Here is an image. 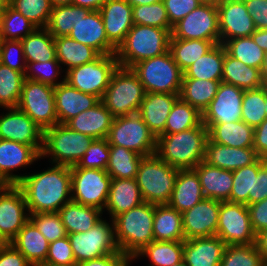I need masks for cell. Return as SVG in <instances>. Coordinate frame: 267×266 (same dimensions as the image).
Returning a JSON list of instances; mask_svg holds the SVG:
<instances>
[{
    "label": "cell",
    "mask_w": 267,
    "mask_h": 266,
    "mask_svg": "<svg viewBox=\"0 0 267 266\" xmlns=\"http://www.w3.org/2000/svg\"><path fill=\"white\" fill-rule=\"evenodd\" d=\"M113 119L111 112L100 101L94 107L68 120L65 125L94 139H103L107 138Z\"/></svg>",
    "instance_id": "83f0119b"
},
{
    "label": "cell",
    "mask_w": 267,
    "mask_h": 266,
    "mask_svg": "<svg viewBox=\"0 0 267 266\" xmlns=\"http://www.w3.org/2000/svg\"><path fill=\"white\" fill-rule=\"evenodd\" d=\"M162 0H126L127 3H129L132 7L139 6V5H149L158 3Z\"/></svg>",
    "instance_id": "34e18365"
},
{
    "label": "cell",
    "mask_w": 267,
    "mask_h": 266,
    "mask_svg": "<svg viewBox=\"0 0 267 266\" xmlns=\"http://www.w3.org/2000/svg\"><path fill=\"white\" fill-rule=\"evenodd\" d=\"M25 74L0 63V107H18Z\"/></svg>",
    "instance_id": "c3c4849f"
},
{
    "label": "cell",
    "mask_w": 267,
    "mask_h": 266,
    "mask_svg": "<svg viewBox=\"0 0 267 266\" xmlns=\"http://www.w3.org/2000/svg\"><path fill=\"white\" fill-rule=\"evenodd\" d=\"M266 117H267V88H266V109H265Z\"/></svg>",
    "instance_id": "deb4b68c"
},
{
    "label": "cell",
    "mask_w": 267,
    "mask_h": 266,
    "mask_svg": "<svg viewBox=\"0 0 267 266\" xmlns=\"http://www.w3.org/2000/svg\"><path fill=\"white\" fill-rule=\"evenodd\" d=\"M172 266H188L184 261H182L181 263H178L176 265H172Z\"/></svg>",
    "instance_id": "979ff035"
},
{
    "label": "cell",
    "mask_w": 267,
    "mask_h": 266,
    "mask_svg": "<svg viewBox=\"0 0 267 266\" xmlns=\"http://www.w3.org/2000/svg\"><path fill=\"white\" fill-rule=\"evenodd\" d=\"M91 10L73 4L53 7L46 29L54 37L68 36L74 23L80 17H86Z\"/></svg>",
    "instance_id": "ee69618b"
},
{
    "label": "cell",
    "mask_w": 267,
    "mask_h": 266,
    "mask_svg": "<svg viewBox=\"0 0 267 266\" xmlns=\"http://www.w3.org/2000/svg\"><path fill=\"white\" fill-rule=\"evenodd\" d=\"M267 159L259 158L255 163L244 166L233 173V186L228 202L248 206V195H253V174H258L260 166Z\"/></svg>",
    "instance_id": "681fc988"
},
{
    "label": "cell",
    "mask_w": 267,
    "mask_h": 266,
    "mask_svg": "<svg viewBox=\"0 0 267 266\" xmlns=\"http://www.w3.org/2000/svg\"><path fill=\"white\" fill-rule=\"evenodd\" d=\"M209 139L224 146L253 148L254 128L242 120L214 124L209 130Z\"/></svg>",
    "instance_id": "d6a6232c"
},
{
    "label": "cell",
    "mask_w": 267,
    "mask_h": 266,
    "mask_svg": "<svg viewBox=\"0 0 267 266\" xmlns=\"http://www.w3.org/2000/svg\"><path fill=\"white\" fill-rule=\"evenodd\" d=\"M145 94L144 86L132 68L118 66L101 101L116 118L138 113Z\"/></svg>",
    "instance_id": "5b68a950"
},
{
    "label": "cell",
    "mask_w": 267,
    "mask_h": 266,
    "mask_svg": "<svg viewBox=\"0 0 267 266\" xmlns=\"http://www.w3.org/2000/svg\"><path fill=\"white\" fill-rule=\"evenodd\" d=\"M219 43L220 41L177 39L171 35L169 52L175 63L184 72L192 63Z\"/></svg>",
    "instance_id": "60d3db41"
},
{
    "label": "cell",
    "mask_w": 267,
    "mask_h": 266,
    "mask_svg": "<svg viewBox=\"0 0 267 266\" xmlns=\"http://www.w3.org/2000/svg\"><path fill=\"white\" fill-rule=\"evenodd\" d=\"M202 123V113L180 98L174 103L161 135L174 134L198 127Z\"/></svg>",
    "instance_id": "f6af8a7d"
},
{
    "label": "cell",
    "mask_w": 267,
    "mask_h": 266,
    "mask_svg": "<svg viewBox=\"0 0 267 266\" xmlns=\"http://www.w3.org/2000/svg\"><path fill=\"white\" fill-rule=\"evenodd\" d=\"M22 190L16 185H6L0 191V237L10 243L29 221L30 214Z\"/></svg>",
    "instance_id": "2e32d148"
},
{
    "label": "cell",
    "mask_w": 267,
    "mask_h": 266,
    "mask_svg": "<svg viewBox=\"0 0 267 266\" xmlns=\"http://www.w3.org/2000/svg\"><path fill=\"white\" fill-rule=\"evenodd\" d=\"M208 139L209 131L201 123L186 131L158 136L155 154L176 169H194L205 159Z\"/></svg>",
    "instance_id": "7a4b0ae2"
},
{
    "label": "cell",
    "mask_w": 267,
    "mask_h": 266,
    "mask_svg": "<svg viewBox=\"0 0 267 266\" xmlns=\"http://www.w3.org/2000/svg\"><path fill=\"white\" fill-rule=\"evenodd\" d=\"M194 170L199 176L205 198L227 201L230 198L233 173L201 161Z\"/></svg>",
    "instance_id": "f546056e"
},
{
    "label": "cell",
    "mask_w": 267,
    "mask_h": 266,
    "mask_svg": "<svg viewBox=\"0 0 267 266\" xmlns=\"http://www.w3.org/2000/svg\"><path fill=\"white\" fill-rule=\"evenodd\" d=\"M67 234L87 232L101 219L103 211L73 201L58 211Z\"/></svg>",
    "instance_id": "836d02e7"
},
{
    "label": "cell",
    "mask_w": 267,
    "mask_h": 266,
    "mask_svg": "<svg viewBox=\"0 0 267 266\" xmlns=\"http://www.w3.org/2000/svg\"><path fill=\"white\" fill-rule=\"evenodd\" d=\"M118 66L115 54L100 55L90 63L66 71L65 82L83 93L102 99L111 76Z\"/></svg>",
    "instance_id": "30bf717a"
},
{
    "label": "cell",
    "mask_w": 267,
    "mask_h": 266,
    "mask_svg": "<svg viewBox=\"0 0 267 266\" xmlns=\"http://www.w3.org/2000/svg\"><path fill=\"white\" fill-rule=\"evenodd\" d=\"M55 105L58 123L65 124L81 112L97 105L101 99L95 95L83 93L63 82L54 87Z\"/></svg>",
    "instance_id": "cb8c5ba5"
},
{
    "label": "cell",
    "mask_w": 267,
    "mask_h": 266,
    "mask_svg": "<svg viewBox=\"0 0 267 266\" xmlns=\"http://www.w3.org/2000/svg\"><path fill=\"white\" fill-rule=\"evenodd\" d=\"M109 146H120L146 157L155 154L157 138L138 113L113 119L107 136Z\"/></svg>",
    "instance_id": "9c48e42d"
},
{
    "label": "cell",
    "mask_w": 267,
    "mask_h": 266,
    "mask_svg": "<svg viewBox=\"0 0 267 266\" xmlns=\"http://www.w3.org/2000/svg\"><path fill=\"white\" fill-rule=\"evenodd\" d=\"M167 11L170 25L173 27L200 3L197 0H162Z\"/></svg>",
    "instance_id": "94428289"
},
{
    "label": "cell",
    "mask_w": 267,
    "mask_h": 266,
    "mask_svg": "<svg viewBox=\"0 0 267 266\" xmlns=\"http://www.w3.org/2000/svg\"><path fill=\"white\" fill-rule=\"evenodd\" d=\"M267 198V160L260 166L258 174H253V195H248V205Z\"/></svg>",
    "instance_id": "6125c7cd"
},
{
    "label": "cell",
    "mask_w": 267,
    "mask_h": 266,
    "mask_svg": "<svg viewBox=\"0 0 267 266\" xmlns=\"http://www.w3.org/2000/svg\"><path fill=\"white\" fill-rule=\"evenodd\" d=\"M225 249L218 236L184 240L183 261L188 266H220Z\"/></svg>",
    "instance_id": "d4e9b609"
},
{
    "label": "cell",
    "mask_w": 267,
    "mask_h": 266,
    "mask_svg": "<svg viewBox=\"0 0 267 266\" xmlns=\"http://www.w3.org/2000/svg\"><path fill=\"white\" fill-rule=\"evenodd\" d=\"M6 244V242L0 237V246Z\"/></svg>",
    "instance_id": "67dfc351"
},
{
    "label": "cell",
    "mask_w": 267,
    "mask_h": 266,
    "mask_svg": "<svg viewBox=\"0 0 267 266\" xmlns=\"http://www.w3.org/2000/svg\"><path fill=\"white\" fill-rule=\"evenodd\" d=\"M177 39L220 41L217 5L200 4L173 26Z\"/></svg>",
    "instance_id": "9a60e30c"
},
{
    "label": "cell",
    "mask_w": 267,
    "mask_h": 266,
    "mask_svg": "<svg viewBox=\"0 0 267 266\" xmlns=\"http://www.w3.org/2000/svg\"><path fill=\"white\" fill-rule=\"evenodd\" d=\"M17 59L21 60L22 63ZM0 63L15 71L26 73L27 63L21 41L0 39Z\"/></svg>",
    "instance_id": "91938a15"
},
{
    "label": "cell",
    "mask_w": 267,
    "mask_h": 266,
    "mask_svg": "<svg viewBox=\"0 0 267 266\" xmlns=\"http://www.w3.org/2000/svg\"><path fill=\"white\" fill-rule=\"evenodd\" d=\"M26 62H45L56 59L54 37L44 28H36L21 40Z\"/></svg>",
    "instance_id": "ab89813d"
},
{
    "label": "cell",
    "mask_w": 267,
    "mask_h": 266,
    "mask_svg": "<svg viewBox=\"0 0 267 266\" xmlns=\"http://www.w3.org/2000/svg\"><path fill=\"white\" fill-rule=\"evenodd\" d=\"M220 201L204 198L195 206L182 213L185 240L216 236Z\"/></svg>",
    "instance_id": "ffe728a7"
},
{
    "label": "cell",
    "mask_w": 267,
    "mask_h": 266,
    "mask_svg": "<svg viewBox=\"0 0 267 266\" xmlns=\"http://www.w3.org/2000/svg\"><path fill=\"white\" fill-rule=\"evenodd\" d=\"M251 37L264 52H267V29H256Z\"/></svg>",
    "instance_id": "2644e50d"
},
{
    "label": "cell",
    "mask_w": 267,
    "mask_h": 266,
    "mask_svg": "<svg viewBox=\"0 0 267 266\" xmlns=\"http://www.w3.org/2000/svg\"><path fill=\"white\" fill-rule=\"evenodd\" d=\"M107 0H72V4L79 6V7H85L90 10H100L101 6L106 2Z\"/></svg>",
    "instance_id": "8c879c8a"
},
{
    "label": "cell",
    "mask_w": 267,
    "mask_h": 266,
    "mask_svg": "<svg viewBox=\"0 0 267 266\" xmlns=\"http://www.w3.org/2000/svg\"><path fill=\"white\" fill-rule=\"evenodd\" d=\"M110 157L107 138L94 139L79 162L70 168H87L106 170Z\"/></svg>",
    "instance_id": "11a10c76"
},
{
    "label": "cell",
    "mask_w": 267,
    "mask_h": 266,
    "mask_svg": "<svg viewBox=\"0 0 267 266\" xmlns=\"http://www.w3.org/2000/svg\"><path fill=\"white\" fill-rule=\"evenodd\" d=\"M221 81L243 90L257 89L263 86L260 69L245 65L230 56L226 50Z\"/></svg>",
    "instance_id": "d590c367"
},
{
    "label": "cell",
    "mask_w": 267,
    "mask_h": 266,
    "mask_svg": "<svg viewBox=\"0 0 267 266\" xmlns=\"http://www.w3.org/2000/svg\"><path fill=\"white\" fill-rule=\"evenodd\" d=\"M9 5V0H0V15Z\"/></svg>",
    "instance_id": "2a66077c"
},
{
    "label": "cell",
    "mask_w": 267,
    "mask_h": 266,
    "mask_svg": "<svg viewBox=\"0 0 267 266\" xmlns=\"http://www.w3.org/2000/svg\"><path fill=\"white\" fill-rule=\"evenodd\" d=\"M18 108L43 131L58 124L54 87L52 86L25 79Z\"/></svg>",
    "instance_id": "7c38bea8"
},
{
    "label": "cell",
    "mask_w": 267,
    "mask_h": 266,
    "mask_svg": "<svg viewBox=\"0 0 267 266\" xmlns=\"http://www.w3.org/2000/svg\"><path fill=\"white\" fill-rule=\"evenodd\" d=\"M9 5L37 28L46 27L53 9L50 0H9Z\"/></svg>",
    "instance_id": "db71d44e"
},
{
    "label": "cell",
    "mask_w": 267,
    "mask_h": 266,
    "mask_svg": "<svg viewBox=\"0 0 267 266\" xmlns=\"http://www.w3.org/2000/svg\"><path fill=\"white\" fill-rule=\"evenodd\" d=\"M133 22L136 25H146L167 29L172 33L167 11L163 1L154 4L132 7Z\"/></svg>",
    "instance_id": "f5cc1de1"
},
{
    "label": "cell",
    "mask_w": 267,
    "mask_h": 266,
    "mask_svg": "<svg viewBox=\"0 0 267 266\" xmlns=\"http://www.w3.org/2000/svg\"><path fill=\"white\" fill-rule=\"evenodd\" d=\"M255 234L267 228V198L247 206Z\"/></svg>",
    "instance_id": "be15d7a7"
},
{
    "label": "cell",
    "mask_w": 267,
    "mask_h": 266,
    "mask_svg": "<svg viewBox=\"0 0 267 266\" xmlns=\"http://www.w3.org/2000/svg\"><path fill=\"white\" fill-rule=\"evenodd\" d=\"M263 86L267 88V52H265L262 67L260 69Z\"/></svg>",
    "instance_id": "753ad0ef"
},
{
    "label": "cell",
    "mask_w": 267,
    "mask_h": 266,
    "mask_svg": "<svg viewBox=\"0 0 267 266\" xmlns=\"http://www.w3.org/2000/svg\"><path fill=\"white\" fill-rule=\"evenodd\" d=\"M226 52L247 66L261 69L265 52L251 36L233 38L223 44Z\"/></svg>",
    "instance_id": "bcb514c9"
},
{
    "label": "cell",
    "mask_w": 267,
    "mask_h": 266,
    "mask_svg": "<svg viewBox=\"0 0 267 266\" xmlns=\"http://www.w3.org/2000/svg\"><path fill=\"white\" fill-rule=\"evenodd\" d=\"M242 121L253 128L260 125L267 117L266 87L245 90L242 100Z\"/></svg>",
    "instance_id": "f907efd6"
},
{
    "label": "cell",
    "mask_w": 267,
    "mask_h": 266,
    "mask_svg": "<svg viewBox=\"0 0 267 266\" xmlns=\"http://www.w3.org/2000/svg\"><path fill=\"white\" fill-rule=\"evenodd\" d=\"M72 201L104 211L111 176L106 170L70 168Z\"/></svg>",
    "instance_id": "4fadbf2b"
},
{
    "label": "cell",
    "mask_w": 267,
    "mask_h": 266,
    "mask_svg": "<svg viewBox=\"0 0 267 266\" xmlns=\"http://www.w3.org/2000/svg\"><path fill=\"white\" fill-rule=\"evenodd\" d=\"M10 243L32 266H42L45 263L49 242L30 220Z\"/></svg>",
    "instance_id": "1f68e13d"
},
{
    "label": "cell",
    "mask_w": 267,
    "mask_h": 266,
    "mask_svg": "<svg viewBox=\"0 0 267 266\" xmlns=\"http://www.w3.org/2000/svg\"><path fill=\"white\" fill-rule=\"evenodd\" d=\"M6 110L0 116V139L30 145L41 155L44 131L18 107Z\"/></svg>",
    "instance_id": "ac0fdd59"
},
{
    "label": "cell",
    "mask_w": 267,
    "mask_h": 266,
    "mask_svg": "<svg viewBox=\"0 0 267 266\" xmlns=\"http://www.w3.org/2000/svg\"><path fill=\"white\" fill-rule=\"evenodd\" d=\"M220 82L221 80L183 78L179 98L203 113L214 99Z\"/></svg>",
    "instance_id": "74e56055"
},
{
    "label": "cell",
    "mask_w": 267,
    "mask_h": 266,
    "mask_svg": "<svg viewBox=\"0 0 267 266\" xmlns=\"http://www.w3.org/2000/svg\"><path fill=\"white\" fill-rule=\"evenodd\" d=\"M220 266H267L255 243L226 245Z\"/></svg>",
    "instance_id": "816d5d0a"
},
{
    "label": "cell",
    "mask_w": 267,
    "mask_h": 266,
    "mask_svg": "<svg viewBox=\"0 0 267 266\" xmlns=\"http://www.w3.org/2000/svg\"><path fill=\"white\" fill-rule=\"evenodd\" d=\"M29 220L49 243L68 235L58 212L30 214Z\"/></svg>",
    "instance_id": "6f0895ef"
},
{
    "label": "cell",
    "mask_w": 267,
    "mask_h": 266,
    "mask_svg": "<svg viewBox=\"0 0 267 266\" xmlns=\"http://www.w3.org/2000/svg\"><path fill=\"white\" fill-rule=\"evenodd\" d=\"M184 241H152L146 245L133 259L146 256L153 265L172 266L183 261Z\"/></svg>",
    "instance_id": "b9f144b4"
},
{
    "label": "cell",
    "mask_w": 267,
    "mask_h": 266,
    "mask_svg": "<svg viewBox=\"0 0 267 266\" xmlns=\"http://www.w3.org/2000/svg\"><path fill=\"white\" fill-rule=\"evenodd\" d=\"M216 236L226 245H249L256 241L247 205L220 201Z\"/></svg>",
    "instance_id": "5bb4252c"
},
{
    "label": "cell",
    "mask_w": 267,
    "mask_h": 266,
    "mask_svg": "<svg viewBox=\"0 0 267 266\" xmlns=\"http://www.w3.org/2000/svg\"><path fill=\"white\" fill-rule=\"evenodd\" d=\"M99 11L108 40L118 48L134 25L132 6L126 0H107Z\"/></svg>",
    "instance_id": "603a6c76"
},
{
    "label": "cell",
    "mask_w": 267,
    "mask_h": 266,
    "mask_svg": "<svg viewBox=\"0 0 267 266\" xmlns=\"http://www.w3.org/2000/svg\"><path fill=\"white\" fill-rule=\"evenodd\" d=\"M200 4L217 5L220 0H197Z\"/></svg>",
    "instance_id": "b9fcfbb0"
},
{
    "label": "cell",
    "mask_w": 267,
    "mask_h": 266,
    "mask_svg": "<svg viewBox=\"0 0 267 266\" xmlns=\"http://www.w3.org/2000/svg\"><path fill=\"white\" fill-rule=\"evenodd\" d=\"M23 192L29 214L58 212L72 201L70 167H53L27 175H21L16 184Z\"/></svg>",
    "instance_id": "6da1fadb"
},
{
    "label": "cell",
    "mask_w": 267,
    "mask_h": 266,
    "mask_svg": "<svg viewBox=\"0 0 267 266\" xmlns=\"http://www.w3.org/2000/svg\"><path fill=\"white\" fill-rule=\"evenodd\" d=\"M253 148L260 158L267 159V118L254 128Z\"/></svg>",
    "instance_id": "a7ac6f4b"
},
{
    "label": "cell",
    "mask_w": 267,
    "mask_h": 266,
    "mask_svg": "<svg viewBox=\"0 0 267 266\" xmlns=\"http://www.w3.org/2000/svg\"><path fill=\"white\" fill-rule=\"evenodd\" d=\"M36 28L10 5L0 15V39L21 41Z\"/></svg>",
    "instance_id": "7dc6e473"
},
{
    "label": "cell",
    "mask_w": 267,
    "mask_h": 266,
    "mask_svg": "<svg viewBox=\"0 0 267 266\" xmlns=\"http://www.w3.org/2000/svg\"><path fill=\"white\" fill-rule=\"evenodd\" d=\"M68 36L79 43L92 47L100 55L116 54L117 48L108 40L98 10H91L86 17H80L74 23Z\"/></svg>",
    "instance_id": "44dd1931"
},
{
    "label": "cell",
    "mask_w": 267,
    "mask_h": 266,
    "mask_svg": "<svg viewBox=\"0 0 267 266\" xmlns=\"http://www.w3.org/2000/svg\"><path fill=\"white\" fill-rule=\"evenodd\" d=\"M7 184L2 180L0 177V191L6 186Z\"/></svg>",
    "instance_id": "09005b40"
},
{
    "label": "cell",
    "mask_w": 267,
    "mask_h": 266,
    "mask_svg": "<svg viewBox=\"0 0 267 266\" xmlns=\"http://www.w3.org/2000/svg\"><path fill=\"white\" fill-rule=\"evenodd\" d=\"M144 202L138 183L134 179H111L105 209L111 219Z\"/></svg>",
    "instance_id": "4dcf8cb0"
},
{
    "label": "cell",
    "mask_w": 267,
    "mask_h": 266,
    "mask_svg": "<svg viewBox=\"0 0 267 266\" xmlns=\"http://www.w3.org/2000/svg\"><path fill=\"white\" fill-rule=\"evenodd\" d=\"M179 94L147 92L138 114L157 138L164 130L167 118Z\"/></svg>",
    "instance_id": "484cf974"
},
{
    "label": "cell",
    "mask_w": 267,
    "mask_h": 266,
    "mask_svg": "<svg viewBox=\"0 0 267 266\" xmlns=\"http://www.w3.org/2000/svg\"><path fill=\"white\" fill-rule=\"evenodd\" d=\"M224 58L225 48L223 44H216L183 72V78L221 80Z\"/></svg>",
    "instance_id": "f35d334b"
},
{
    "label": "cell",
    "mask_w": 267,
    "mask_h": 266,
    "mask_svg": "<svg viewBox=\"0 0 267 266\" xmlns=\"http://www.w3.org/2000/svg\"><path fill=\"white\" fill-rule=\"evenodd\" d=\"M54 42L56 46V58L60 64L67 66L66 71L90 63L100 56L92 47L79 43L69 36L54 38Z\"/></svg>",
    "instance_id": "8d00e7d4"
},
{
    "label": "cell",
    "mask_w": 267,
    "mask_h": 266,
    "mask_svg": "<svg viewBox=\"0 0 267 266\" xmlns=\"http://www.w3.org/2000/svg\"><path fill=\"white\" fill-rule=\"evenodd\" d=\"M171 35L167 29L134 24L116 50L118 65L131 68L138 62L166 53Z\"/></svg>",
    "instance_id": "277c9868"
},
{
    "label": "cell",
    "mask_w": 267,
    "mask_h": 266,
    "mask_svg": "<svg viewBox=\"0 0 267 266\" xmlns=\"http://www.w3.org/2000/svg\"><path fill=\"white\" fill-rule=\"evenodd\" d=\"M41 155L30 145L0 139V177L7 185L17 184L21 175L15 169L33 164Z\"/></svg>",
    "instance_id": "7402d4cb"
},
{
    "label": "cell",
    "mask_w": 267,
    "mask_h": 266,
    "mask_svg": "<svg viewBox=\"0 0 267 266\" xmlns=\"http://www.w3.org/2000/svg\"><path fill=\"white\" fill-rule=\"evenodd\" d=\"M143 156L120 146H110L107 173L112 179H134Z\"/></svg>",
    "instance_id": "7bdbcfd3"
},
{
    "label": "cell",
    "mask_w": 267,
    "mask_h": 266,
    "mask_svg": "<svg viewBox=\"0 0 267 266\" xmlns=\"http://www.w3.org/2000/svg\"><path fill=\"white\" fill-rule=\"evenodd\" d=\"M100 219L87 232L68 234L76 264L113 253H121L115 239L113 220Z\"/></svg>",
    "instance_id": "8fae6325"
},
{
    "label": "cell",
    "mask_w": 267,
    "mask_h": 266,
    "mask_svg": "<svg viewBox=\"0 0 267 266\" xmlns=\"http://www.w3.org/2000/svg\"><path fill=\"white\" fill-rule=\"evenodd\" d=\"M93 141L94 138L58 123L44 131L41 158L50 156L52 164L72 167Z\"/></svg>",
    "instance_id": "52a82bcc"
},
{
    "label": "cell",
    "mask_w": 267,
    "mask_h": 266,
    "mask_svg": "<svg viewBox=\"0 0 267 266\" xmlns=\"http://www.w3.org/2000/svg\"><path fill=\"white\" fill-rule=\"evenodd\" d=\"M243 89L220 82L214 99L202 113V123L209 130L214 124L242 120Z\"/></svg>",
    "instance_id": "e0dca14e"
},
{
    "label": "cell",
    "mask_w": 267,
    "mask_h": 266,
    "mask_svg": "<svg viewBox=\"0 0 267 266\" xmlns=\"http://www.w3.org/2000/svg\"><path fill=\"white\" fill-rule=\"evenodd\" d=\"M145 92L179 94L184 73L175 63L169 51L134 64Z\"/></svg>",
    "instance_id": "ba28073f"
},
{
    "label": "cell",
    "mask_w": 267,
    "mask_h": 266,
    "mask_svg": "<svg viewBox=\"0 0 267 266\" xmlns=\"http://www.w3.org/2000/svg\"><path fill=\"white\" fill-rule=\"evenodd\" d=\"M0 266H32L11 243L0 246Z\"/></svg>",
    "instance_id": "03108f58"
},
{
    "label": "cell",
    "mask_w": 267,
    "mask_h": 266,
    "mask_svg": "<svg viewBox=\"0 0 267 266\" xmlns=\"http://www.w3.org/2000/svg\"><path fill=\"white\" fill-rule=\"evenodd\" d=\"M26 63L27 69L25 73V79L38 81L52 87H56L65 81V78H63V81L56 82L60 74V68L62 70V66L57 58L55 60H49L45 62Z\"/></svg>",
    "instance_id": "9f6ffc18"
},
{
    "label": "cell",
    "mask_w": 267,
    "mask_h": 266,
    "mask_svg": "<svg viewBox=\"0 0 267 266\" xmlns=\"http://www.w3.org/2000/svg\"><path fill=\"white\" fill-rule=\"evenodd\" d=\"M153 237L156 241H184L182 213L168 204L154 205Z\"/></svg>",
    "instance_id": "e575fe53"
},
{
    "label": "cell",
    "mask_w": 267,
    "mask_h": 266,
    "mask_svg": "<svg viewBox=\"0 0 267 266\" xmlns=\"http://www.w3.org/2000/svg\"><path fill=\"white\" fill-rule=\"evenodd\" d=\"M220 43L251 36L256 30L243 0H220L217 3Z\"/></svg>",
    "instance_id": "d6986e66"
},
{
    "label": "cell",
    "mask_w": 267,
    "mask_h": 266,
    "mask_svg": "<svg viewBox=\"0 0 267 266\" xmlns=\"http://www.w3.org/2000/svg\"><path fill=\"white\" fill-rule=\"evenodd\" d=\"M75 257L68 235L49 243L48 254L42 266H75Z\"/></svg>",
    "instance_id": "680465c9"
},
{
    "label": "cell",
    "mask_w": 267,
    "mask_h": 266,
    "mask_svg": "<svg viewBox=\"0 0 267 266\" xmlns=\"http://www.w3.org/2000/svg\"><path fill=\"white\" fill-rule=\"evenodd\" d=\"M259 158L254 148H234L208 139L204 161L211 166L234 171L255 163Z\"/></svg>",
    "instance_id": "4316f807"
},
{
    "label": "cell",
    "mask_w": 267,
    "mask_h": 266,
    "mask_svg": "<svg viewBox=\"0 0 267 266\" xmlns=\"http://www.w3.org/2000/svg\"><path fill=\"white\" fill-rule=\"evenodd\" d=\"M53 7L72 4V0H50Z\"/></svg>",
    "instance_id": "11e5206c"
},
{
    "label": "cell",
    "mask_w": 267,
    "mask_h": 266,
    "mask_svg": "<svg viewBox=\"0 0 267 266\" xmlns=\"http://www.w3.org/2000/svg\"><path fill=\"white\" fill-rule=\"evenodd\" d=\"M204 198L196 171L194 169L178 170L171 198L167 204L178 212L184 213Z\"/></svg>",
    "instance_id": "f1b7e54d"
},
{
    "label": "cell",
    "mask_w": 267,
    "mask_h": 266,
    "mask_svg": "<svg viewBox=\"0 0 267 266\" xmlns=\"http://www.w3.org/2000/svg\"><path fill=\"white\" fill-rule=\"evenodd\" d=\"M256 29H267V0H243Z\"/></svg>",
    "instance_id": "e7e4bbea"
},
{
    "label": "cell",
    "mask_w": 267,
    "mask_h": 266,
    "mask_svg": "<svg viewBox=\"0 0 267 266\" xmlns=\"http://www.w3.org/2000/svg\"><path fill=\"white\" fill-rule=\"evenodd\" d=\"M112 220L120 252L132 260L146 245L154 241V204L143 202Z\"/></svg>",
    "instance_id": "3957f363"
},
{
    "label": "cell",
    "mask_w": 267,
    "mask_h": 266,
    "mask_svg": "<svg viewBox=\"0 0 267 266\" xmlns=\"http://www.w3.org/2000/svg\"><path fill=\"white\" fill-rule=\"evenodd\" d=\"M255 244L264 261L267 263V228L256 234Z\"/></svg>",
    "instance_id": "89a4df30"
},
{
    "label": "cell",
    "mask_w": 267,
    "mask_h": 266,
    "mask_svg": "<svg viewBox=\"0 0 267 266\" xmlns=\"http://www.w3.org/2000/svg\"><path fill=\"white\" fill-rule=\"evenodd\" d=\"M132 259L123 253H113L96 259L80 262L75 266H129Z\"/></svg>",
    "instance_id": "003e7915"
},
{
    "label": "cell",
    "mask_w": 267,
    "mask_h": 266,
    "mask_svg": "<svg viewBox=\"0 0 267 266\" xmlns=\"http://www.w3.org/2000/svg\"><path fill=\"white\" fill-rule=\"evenodd\" d=\"M178 170L156 154L143 157L135 180L144 202L154 205L167 204L171 198Z\"/></svg>",
    "instance_id": "8992f818"
}]
</instances>
